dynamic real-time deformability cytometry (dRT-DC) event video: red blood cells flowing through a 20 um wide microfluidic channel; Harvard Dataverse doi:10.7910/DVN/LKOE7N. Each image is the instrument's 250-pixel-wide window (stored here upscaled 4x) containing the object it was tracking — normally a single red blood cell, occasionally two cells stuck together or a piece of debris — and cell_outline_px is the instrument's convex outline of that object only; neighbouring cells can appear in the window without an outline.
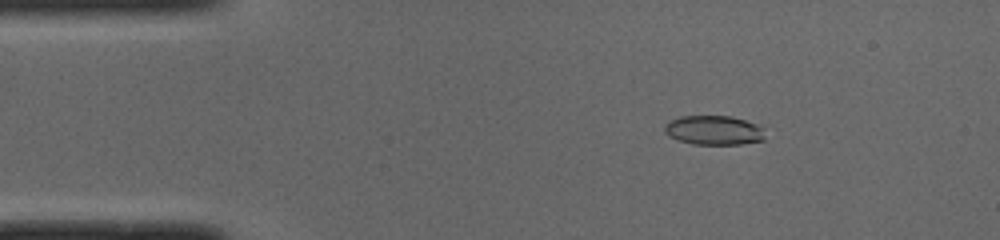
{"species": "common noctule bat (a hibernating species)", "species_latin": "Nyctalus noctula", "temperature_condition": "cold", "stored_images_in_passage": 49, "camera_frame_rate_fps": 3000, "um_per_image_px": 0.085, "animal": {"sex": "male", "body_mass_g": 19.0, "forearm_length_mm": 50.8}, "frame": {"image": 1, "passage_image": 7, "time_ms": 2.0, "image_size_px": [1000, 240], "cell_outline_px": [[764, 140], [740, 144], [692, 144], [668, 136], [664, 132], [664, 124], [680, 116], [732, 116], [756, 124], [764, 128]], "centroid_in_image_um": [60.67, 11.07], "position_along_channel_um": 24.3, "area_um2": 17.17}}
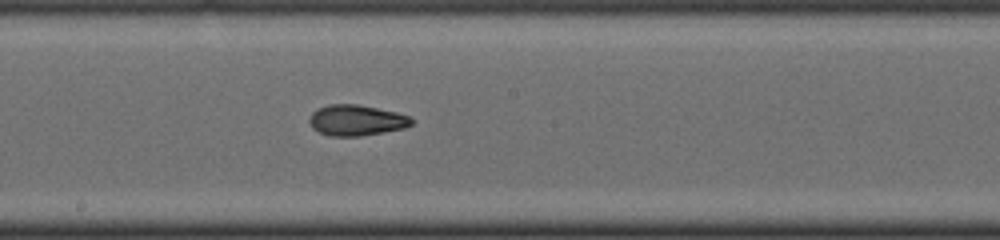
{"frame": {"image": 2, "passage_image": 26, "time_ms": 8.333, "image_size_px": [1000, 240], "cell_outline_px": [[412, 124], [404, 128], [384, 132], [360, 136], [328, 136], [312, 128], [308, 120], [312, 112], [316, 108], [328, 104], [356, 104], [396, 112], [408, 116], [412, 120]], "centroid_in_image_um": [30.24, 10.22], "position_along_channel_um": 218.0, "area_um2": 18.32}}
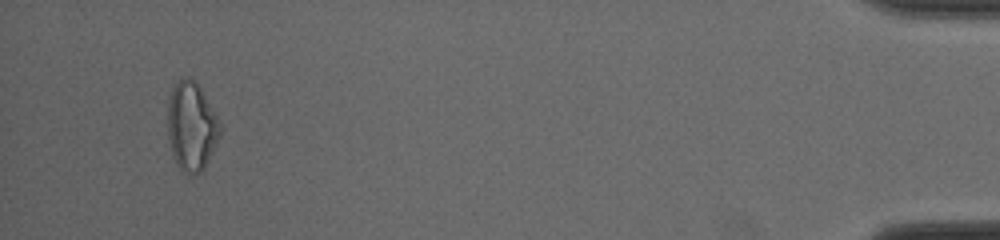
{"frame": {"image": 3, "passage_image": 47, "time_ms": 15.333, "image_size_px": [1000, 240], "cell_outline_px": [[220, 136], [204, 168], [200, 172], [184, 172], [176, 164], [172, 152], [168, 136], [168, 100], [172, 88], [176, 80], [180, 76], [196, 80], [220, 120]], "centroid_in_image_um": [16.27, 10.67], "position_along_channel_um": 418.9, "area_um2": 27.05}, "authors_computed_cell_mechanics": {"area_um2": 18.1492, "velocity_mm_per_s": 4.007, "shape_relaxation_time_tau1_ms": 4.5927, "shape_relaxation_time_tau2_ms": 1.9657, "deformation_change_tau1": 0.1906, "deformation_change_tau2": 0.0862}}